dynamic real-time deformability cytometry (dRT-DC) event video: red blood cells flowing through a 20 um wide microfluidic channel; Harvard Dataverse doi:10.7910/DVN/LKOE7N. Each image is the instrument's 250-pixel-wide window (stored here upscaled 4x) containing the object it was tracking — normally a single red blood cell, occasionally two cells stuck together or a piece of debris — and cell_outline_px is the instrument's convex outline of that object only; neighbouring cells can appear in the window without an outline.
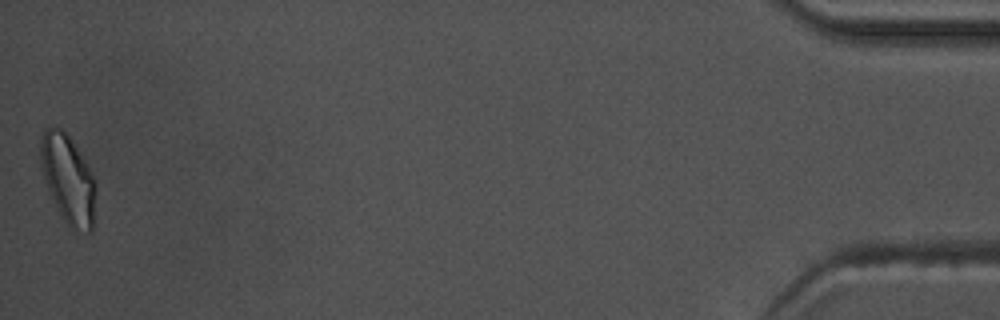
{"species": "common noctule bat (a hibernating species)", "species_latin": "Nyctalus noctula", "temperature_condition": "warm", "stored_images_in_passage": 46, "camera_frame_rate_fps": 3000, "um_per_image_px": 0.085, "animal": {"sex": "male", "body_mass_g": 17.5, "forearm_length_mm": 52.3}, "frame": {"image": 1, "passage_image": 46, "time_ms": 15.0, "image_size_px": [1000, 320], "cell_outline_px": [[96, 188], [92, 232], [88, 232], [72, 228], [64, 220], [48, 192], [44, 180], [40, 160], [40, 136], [44, 128], [60, 128], [68, 136], [84, 160], [92, 176]], "centroid_in_image_um": [5.75, 15.23], "position_along_channel_um": 429.4, "area_um2": 28.09}, "authors_computed_cell_mechanics": {"area_um2": 20.4034, "velocity_mm_per_s": 3.728, "shape_relaxation_time_tau1_ms": 4.673, "shape_relaxation_time_tau2_ms": 1.3342, "deformation_change_tau1": 0.1548, "deformation_change_tau2": 0.0804}}